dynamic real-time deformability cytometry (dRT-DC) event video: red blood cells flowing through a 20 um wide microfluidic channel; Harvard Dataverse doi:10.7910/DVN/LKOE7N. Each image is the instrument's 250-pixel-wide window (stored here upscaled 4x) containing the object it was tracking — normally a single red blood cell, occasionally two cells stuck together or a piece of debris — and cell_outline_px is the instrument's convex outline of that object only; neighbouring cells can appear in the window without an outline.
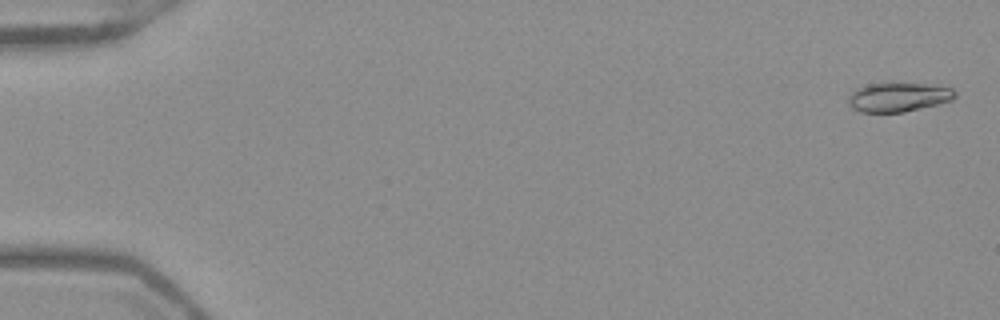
{"species": "Egyptian fruit bat (a non-hibernating species)", "species_latin": "Rousettus aegyptiacus", "temperature_condition": "warm", "stored_images_in_passage": 53, "camera_frame_rate_fps": 3000, "um_per_image_px": 0.085, "frame": {"image": 1, "passage_image": 2, "time_ms": 0.333, "image_size_px": [1000, 320], "cell_outline_px": [[956, 96], [952, 100], [940, 104], [904, 112], [860, 112], [852, 108], [848, 104], [848, 96], [856, 88], [868, 84], [888, 80], [924, 84], [952, 88], [956, 92]], "centroid_in_image_um": [76.34, 8.22], "position_along_channel_um": 8.7, "area_um2": 18.84}}
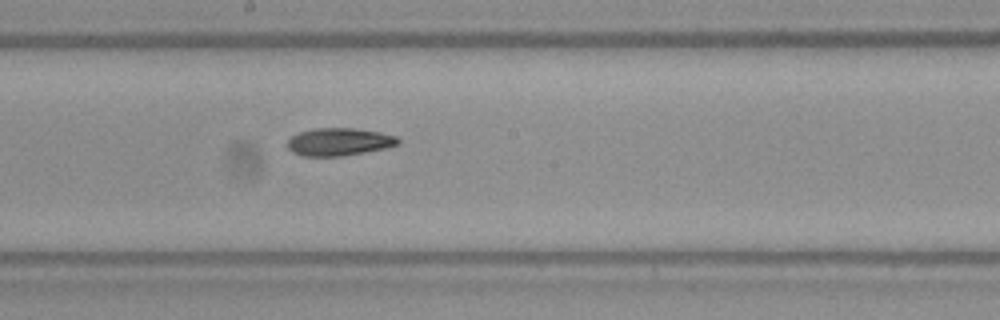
{"frame": {"image": 2, "passage_image": 30, "time_ms": 9.667, "image_size_px": [1000, 320], "cell_outline_px": [[400, 144], [384, 148], [364, 152], [340, 156], [304, 156], [292, 152], [288, 148], [288, 140], [292, 136], [300, 132], [312, 128], [352, 128], [380, 132], [396, 136], [400, 140]], "centroid_in_image_um": [28.82, 12.05], "position_along_channel_um": 219.4, "area_um2": 17.74}}
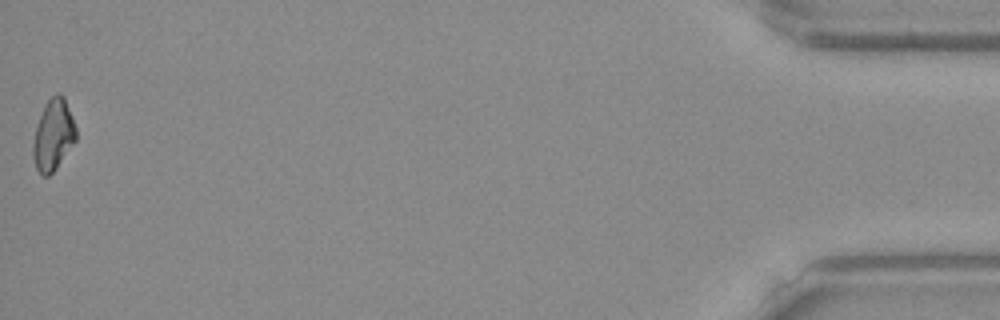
{"frame": {"image": 3, "passage_image": 53, "time_ms": 17.333, "image_size_px": [1000, 320], "cell_outline_px": [[76, 140], [56, 168], [48, 176], [44, 176], [36, 168], [32, 156], [32, 144], [36, 128], [44, 104], [56, 92], [60, 92], [64, 96], [72, 116], [76, 128]], "centroid_in_image_um": [4.52, 11.45], "position_along_channel_um": 430.7, "area_um2": 17.74}, "authors_computed_cell_mechanics": {"area_um2": 18.0336, "velocity_mm_per_s": 3.9554, "shape_relaxation_time_tau1_ms": 5.5469, "shape_relaxation_time_tau2_ms": null, "deformation_change_tau1": 0.1712, "deformation_change_tau2": null}}